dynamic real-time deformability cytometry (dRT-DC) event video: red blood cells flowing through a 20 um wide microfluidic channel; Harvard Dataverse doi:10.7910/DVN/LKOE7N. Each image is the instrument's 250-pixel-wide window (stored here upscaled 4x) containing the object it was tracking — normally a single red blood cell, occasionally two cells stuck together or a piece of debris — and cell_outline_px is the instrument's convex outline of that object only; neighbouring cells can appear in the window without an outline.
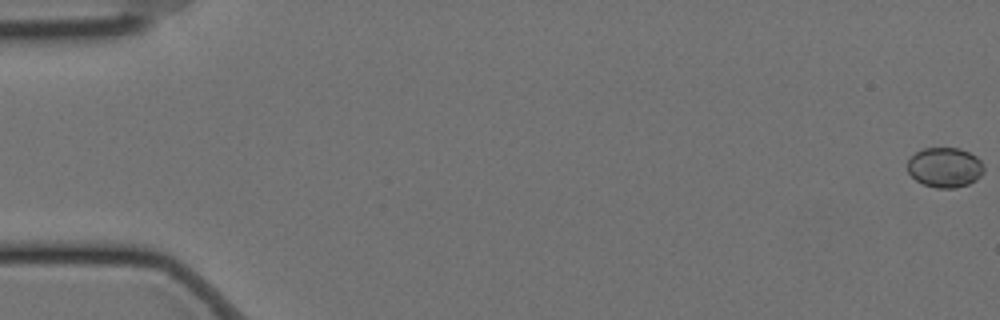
{"species": "Egyptian fruit bat (a non-hibernating species)", "species_latin": "Rousettus aegyptiacus", "temperature_condition": "cold", "stored_images_in_passage": 9, "camera_frame_rate_fps": 3000, "um_per_image_px": 0.085, "animal": {"sex": "female"}, "frame": {"image": 1, "passage_image": 1, "time_ms": 0.0, "image_size_px": [1000, 320], "cell_outline_px": [[984, 172], [976, 180], [968, 184], [956, 188], [936, 188], [924, 184], [916, 180], [908, 172], [908, 160], [916, 152], [924, 148], [960, 148], [976, 156], [984, 164]], "centroid_in_image_um": [80.33, 14.23], "position_along_channel_um": 4.7, "area_um2": 17.8}}